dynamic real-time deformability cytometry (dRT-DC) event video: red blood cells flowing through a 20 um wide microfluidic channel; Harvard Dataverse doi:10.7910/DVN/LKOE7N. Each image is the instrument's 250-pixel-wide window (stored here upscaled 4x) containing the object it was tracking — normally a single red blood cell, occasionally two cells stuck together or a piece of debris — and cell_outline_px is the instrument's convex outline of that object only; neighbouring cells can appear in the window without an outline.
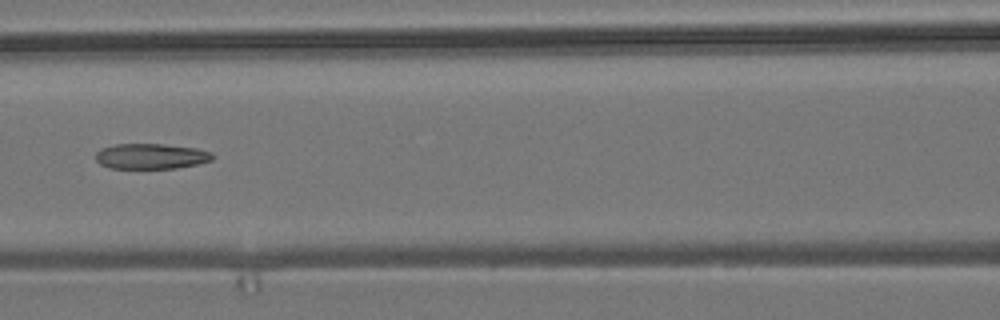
{"species": "common noctule bat (a hibernating species)", "species_latin": "Nyctalus noctula", "temperature_condition": "room temperature", "stored_images_in_passage": 7, "camera_frame_rate_fps": 3000, "um_per_image_px": 0.085, "animal": {"sex": "male", "body_mass_g": 19.2, "forearm_length_mm": 51.8}, "frame": {"image": 1, "passage_image": 6, "time_ms": 1.667, "image_size_px": [1000, 320], "cell_outline_px": [[212, 160], [196, 164], [176, 168], [112, 168], [100, 164], [96, 160], [96, 152], [100, 148], [116, 144], [164, 144], [196, 148], [212, 152]], "centroid_in_image_um": [12.81, 13.27], "position_along_channel_um": 153.8, "area_um2": 17.22}}
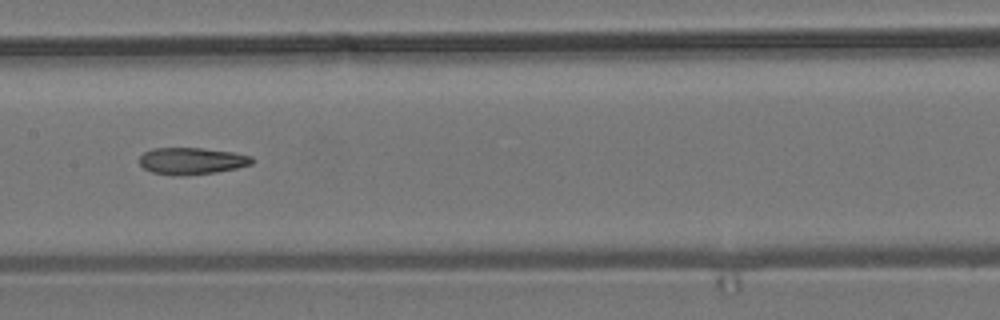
{"frame": {"image": 2, "passage_image": 7, "time_ms": 2.0, "image_size_px": [1000, 320], "cell_outline_px": [[256, 160], [252, 164], [236, 168], [216, 172], [180, 176], [172, 176], [152, 172], [144, 168], [140, 164], [140, 156], [144, 152], [152, 148], [204, 148], [236, 152], [252, 156]], "centroid_in_image_um": [16.33, 13.68], "position_along_channel_um": 191.1, "area_um2": 17.86}}